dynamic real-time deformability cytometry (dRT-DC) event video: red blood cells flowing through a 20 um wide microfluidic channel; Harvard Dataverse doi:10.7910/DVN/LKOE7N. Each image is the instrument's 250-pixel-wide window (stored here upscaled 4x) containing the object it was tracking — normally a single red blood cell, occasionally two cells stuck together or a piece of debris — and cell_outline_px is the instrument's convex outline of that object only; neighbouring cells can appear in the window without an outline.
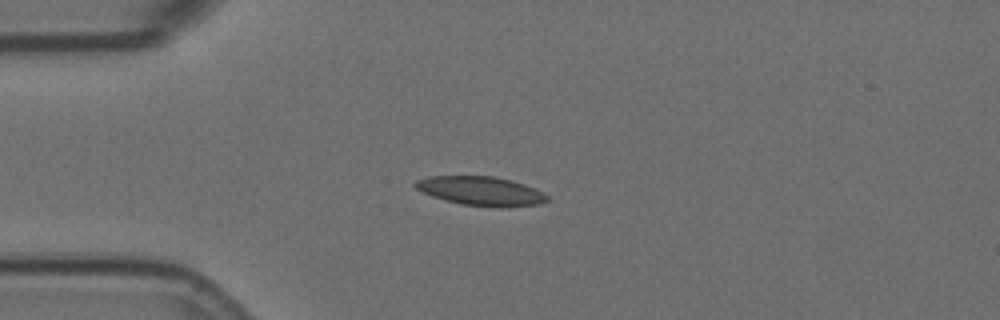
{"species": "Egyptian fruit bat (a non-hibernating species)", "species_latin": "Rousettus aegyptiacus", "temperature_condition": "room temperature", "stored_images_in_passage": 1, "camera_frame_rate_fps": 3000, "um_per_image_px": 0.085, "animal": {"sex": "female"}, "frame": {"image": 1, "passage_image": 1, "time_ms": 0.0, "image_size_px": [1000, 320], "cell_outline_px": [[548, 200], [540, 204], [504, 208], [496, 208], [460, 204], [444, 200], [432, 196], [416, 188], [412, 184], [416, 180], [428, 176], [492, 176], [512, 180], [524, 184], [544, 192], [548, 196]], "centroid_in_image_um": [40.89, 16.25], "position_along_channel_um": 44.1, "area_um2": 22.6}}